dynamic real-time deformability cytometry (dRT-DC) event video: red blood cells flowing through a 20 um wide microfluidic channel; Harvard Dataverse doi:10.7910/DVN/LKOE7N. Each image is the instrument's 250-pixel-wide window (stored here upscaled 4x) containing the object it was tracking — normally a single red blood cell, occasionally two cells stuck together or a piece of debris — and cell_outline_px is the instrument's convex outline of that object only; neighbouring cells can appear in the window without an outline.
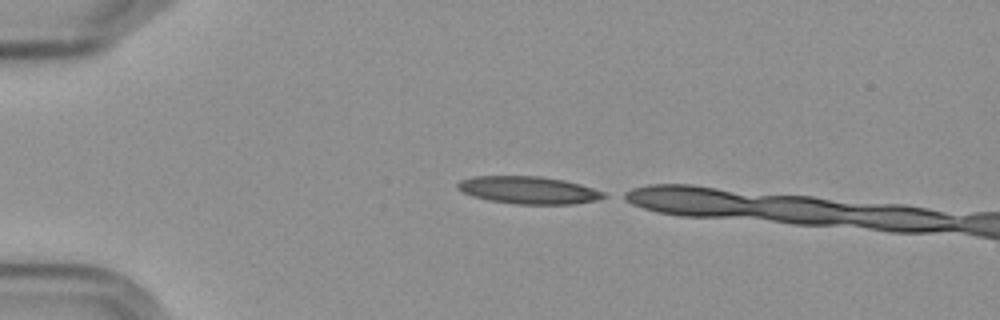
{"species": "Egyptian fruit bat (a non-hibernating species)", "species_latin": "Rousettus aegyptiacus", "temperature_condition": "cold", "stored_images_in_passage": 2, "camera_frame_rate_fps": 3000, "um_per_image_px": 0.085, "frame": {"image": 1, "passage_image": 1, "time_ms": 0.0, "image_size_px": [1000, 320], "cell_outline_px": [[608, 196], [596, 200], [572, 204], [516, 204], [488, 200], [472, 196], [456, 188], [456, 184], [460, 180], [472, 176], [540, 176], [564, 180], [580, 184], [604, 192]], "centroid_in_image_um": [44.9, 16.15], "position_along_channel_um": 40.1, "area_um2": 23.41}}